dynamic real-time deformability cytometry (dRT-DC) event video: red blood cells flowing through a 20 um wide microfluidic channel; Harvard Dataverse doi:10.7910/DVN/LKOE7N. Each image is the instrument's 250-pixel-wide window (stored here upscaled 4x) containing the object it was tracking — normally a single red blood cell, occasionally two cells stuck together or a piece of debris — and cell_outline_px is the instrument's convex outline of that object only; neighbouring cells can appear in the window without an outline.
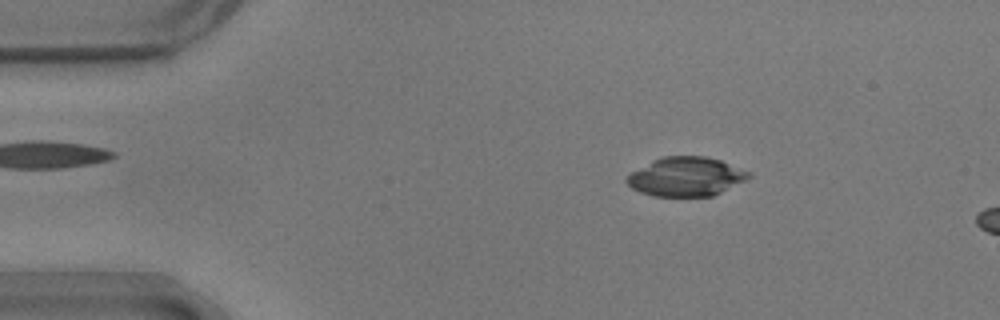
{"species": "common noctule bat (a hibernating species)", "species_latin": "Nyctalus noctula", "temperature_condition": "warm", "stored_images_in_passage": 8, "camera_frame_rate_fps": 3000, "um_per_image_px": 0.085, "animal": {"sex": "male", "body_mass_g": 17.9}, "frame": {"image": 1, "passage_image": 3, "time_ms": 0.667, "image_size_px": [1000, 320], "cell_outline_px": [[752, 176], [712, 196], [652, 196], [640, 192], [632, 188], [624, 180], [632, 172], [652, 160], [664, 156], [704, 156], [720, 160], [752, 172]], "centroid_in_image_um": [58.3, 15.01], "position_along_channel_um": 26.7, "area_um2": 27.57}}